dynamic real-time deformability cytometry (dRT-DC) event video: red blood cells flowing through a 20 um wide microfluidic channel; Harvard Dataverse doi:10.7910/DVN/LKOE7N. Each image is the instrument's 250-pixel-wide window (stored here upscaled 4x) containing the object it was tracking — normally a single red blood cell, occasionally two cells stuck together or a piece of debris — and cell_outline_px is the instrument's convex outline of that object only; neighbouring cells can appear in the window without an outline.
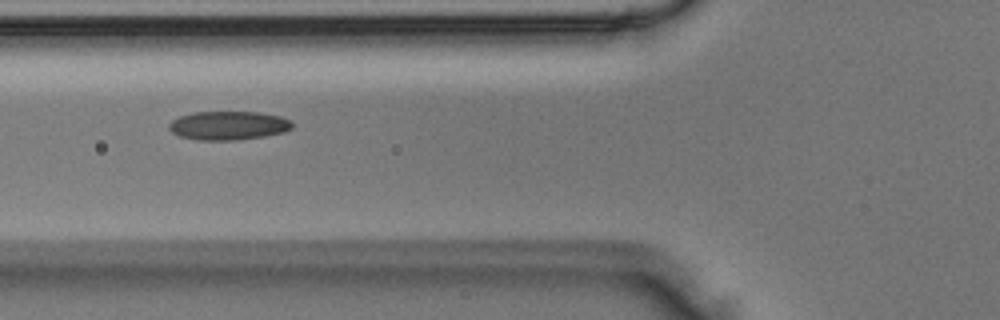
{"species": "Egyptian fruit bat (a non-hibernating species)", "species_latin": "Rousettus aegyptiacus", "temperature_condition": "room temperature", "stored_images_in_passage": 3, "camera_frame_rate_fps": 3000, "um_per_image_px": 0.085, "animal": {"sex": "male"}, "frame": {"image": 1, "passage_image": 3, "time_ms": 0.667, "image_size_px": [1000, 320], "cell_outline_px": [[292, 128], [284, 132], [264, 136], [240, 140], [196, 140], [180, 136], [172, 132], [168, 128], [168, 124], [172, 120], [180, 116], [196, 112], [256, 112], [280, 116], [292, 120]], "centroid_in_image_um": [19.42, 10.67], "position_along_channel_um": 106.4, "area_um2": 20.69}}